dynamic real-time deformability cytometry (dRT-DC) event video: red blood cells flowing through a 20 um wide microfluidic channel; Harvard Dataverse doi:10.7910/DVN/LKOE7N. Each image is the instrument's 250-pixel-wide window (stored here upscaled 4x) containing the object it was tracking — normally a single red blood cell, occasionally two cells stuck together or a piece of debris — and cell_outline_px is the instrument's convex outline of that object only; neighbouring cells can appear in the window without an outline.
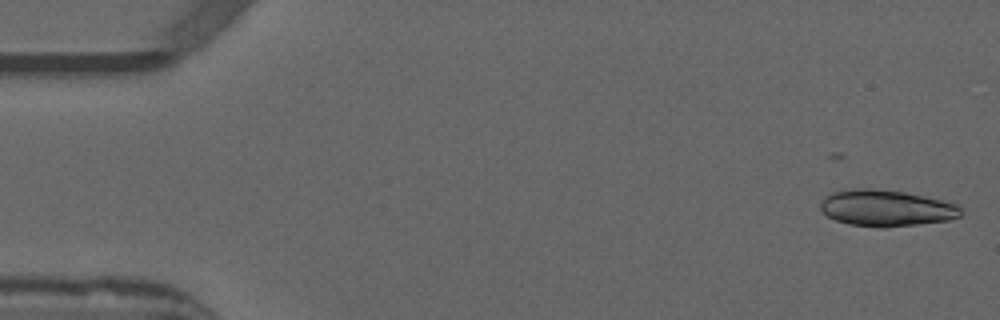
{"species": "common noctule bat (a hibernating species)", "species_latin": "Nyctalus noctula", "temperature_condition": "warm", "stored_images_in_passage": 15, "camera_frame_rate_fps": 3000, "um_per_image_px": 0.085, "animal": {"sex": "male", "forearm_length_mm": 52.5}, "frame": {"image": 1, "passage_image": 1, "time_ms": 0.0, "image_size_px": [1000, 320], "cell_outline_px": [[960, 216], [948, 220], [884, 228], [880, 228], [848, 224], [836, 220], [828, 216], [820, 208], [820, 204], [832, 192], [852, 188], [868, 188], [904, 192], [924, 196], [956, 204], [960, 208]], "centroid_in_image_um": [75.31, 17.69], "position_along_channel_um": 9.7, "area_um2": 29.42}}